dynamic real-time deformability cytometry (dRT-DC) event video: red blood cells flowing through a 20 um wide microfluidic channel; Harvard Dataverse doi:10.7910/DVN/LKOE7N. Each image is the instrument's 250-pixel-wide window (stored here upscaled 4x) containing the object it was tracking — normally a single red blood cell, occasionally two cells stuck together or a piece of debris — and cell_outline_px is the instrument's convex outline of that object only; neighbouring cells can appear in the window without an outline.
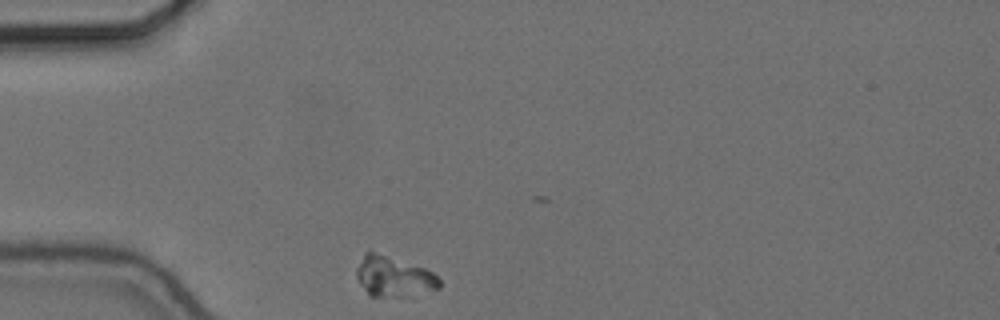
{"species": "common noctule bat (a hibernating species)", "species_latin": "Nyctalus noctula", "temperature_condition": "cold", "stored_images_in_passage": 38, "camera_frame_rate_fps": 3000, "um_per_image_px": 0.085, "animal": {"sex": "female", "body_mass_g": 24.6, "forearm_length_mm": 56.2}, "frame": {"image": 1, "passage_image": 1, "time_ms": 0.0, "image_size_px": [1000, 320], "cell_outline_px": [[440, 288], [384, 296], [368, 296], [360, 284], [356, 276], [356, 268], [364, 252], [372, 252], [424, 268], [432, 272], [440, 280]], "centroid_in_image_um": [33.37, 23.48], "position_along_channel_um": 51.6, "area_um2": 18.38}}
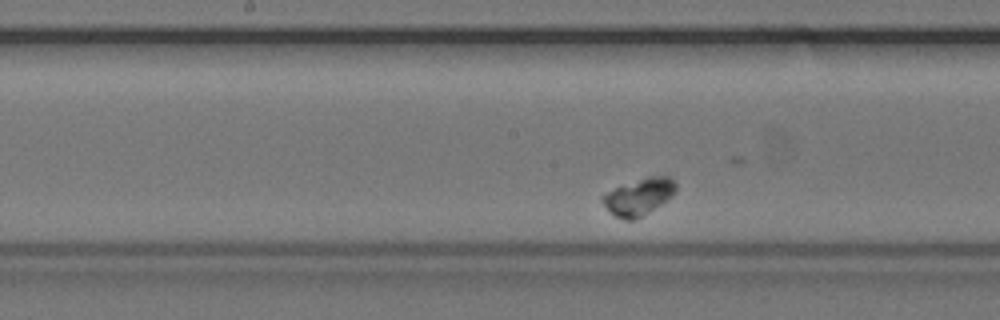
{"frame": {"image": 2, "passage_image": 16, "time_ms": 5.0, "image_size_px": [1000, 320], "cell_outline_px": [[676, 192], [672, 196], [660, 204], [640, 216], [632, 220], [624, 220], [616, 216], [600, 200], [600, 196], [616, 188], [648, 176], [668, 176], [676, 184]], "centroid_in_image_um": [54.31, 16.71], "position_along_channel_um": 193.9, "area_um2": 15.14}}
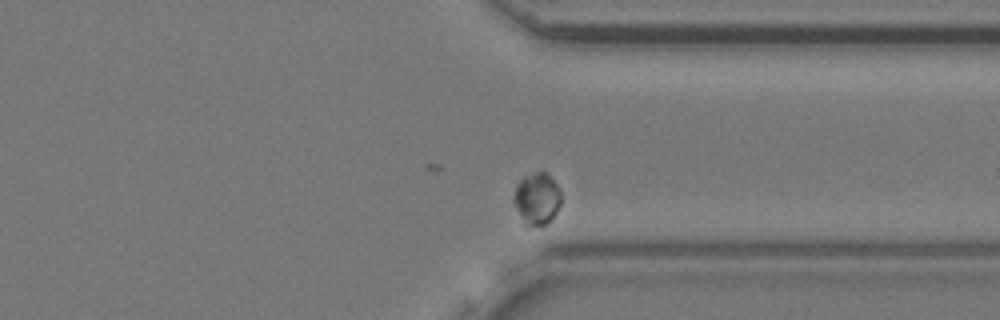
{"frame": {"image": 3, "passage_image": 32, "time_ms": 10.333, "image_size_px": [1000, 320], "cell_outline_px": [[560, 204], [556, 212], [544, 224], [528, 228], [524, 224], [512, 200], [512, 196], [516, 184], [524, 176], [536, 172], [544, 172], [556, 184], [560, 192]], "centroid_in_image_um": [45.58, 16.9], "position_along_channel_um": 365.8, "area_um2": 14.16}}